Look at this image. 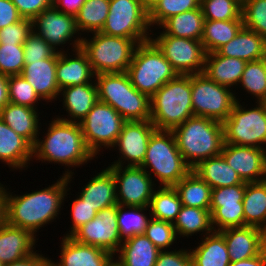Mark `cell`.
Returning <instances> with one entry per match:
<instances>
[{"mask_svg": "<svg viewBox=\"0 0 266 266\" xmlns=\"http://www.w3.org/2000/svg\"><path fill=\"white\" fill-rule=\"evenodd\" d=\"M23 50L25 64L52 58L57 53L43 38L33 31L24 42Z\"/></svg>", "mask_w": 266, "mask_h": 266, "instance_id": "681fc988", "label": "cell"}, {"mask_svg": "<svg viewBox=\"0 0 266 266\" xmlns=\"http://www.w3.org/2000/svg\"><path fill=\"white\" fill-rule=\"evenodd\" d=\"M33 158V146L0 118V161L13 170H25Z\"/></svg>", "mask_w": 266, "mask_h": 266, "instance_id": "d4e9b609", "label": "cell"}, {"mask_svg": "<svg viewBox=\"0 0 266 266\" xmlns=\"http://www.w3.org/2000/svg\"><path fill=\"white\" fill-rule=\"evenodd\" d=\"M36 240L32 232L6 223L0 229L1 262L5 265L34 254Z\"/></svg>", "mask_w": 266, "mask_h": 266, "instance_id": "7402d4cb", "label": "cell"}, {"mask_svg": "<svg viewBox=\"0 0 266 266\" xmlns=\"http://www.w3.org/2000/svg\"><path fill=\"white\" fill-rule=\"evenodd\" d=\"M205 20H243L242 6L235 0H200Z\"/></svg>", "mask_w": 266, "mask_h": 266, "instance_id": "7bdbcfd3", "label": "cell"}, {"mask_svg": "<svg viewBox=\"0 0 266 266\" xmlns=\"http://www.w3.org/2000/svg\"><path fill=\"white\" fill-rule=\"evenodd\" d=\"M236 2H238L241 6L246 2V0H235Z\"/></svg>", "mask_w": 266, "mask_h": 266, "instance_id": "a7ac6f4b", "label": "cell"}, {"mask_svg": "<svg viewBox=\"0 0 266 266\" xmlns=\"http://www.w3.org/2000/svg\"><path fill=\"white\" fill-rule=\"evenodd\" d=\"M266 248L257 256L250 259H243L237 262H230L229 266H265Z\"/></svg>", "mask_w": 266, "mask_h": 266, "instance_id": "91938a15", "label": "cell"}, {"mask_svg": "<svg viewBox=\"0 0 266 266\" xmlns=\"http://www.w3.org/2000/svg\"><path fill=\"white\" fill-rule=\"evenodd\" d=\"M238 85L256 97L255 102H263L266 99V58L247 62Z\"/></svg>", "mask_w": 266, "mask_h": 266, "instance_id": "60d3db41", "label": "cell"}, {"mask_svg": "<svg viewBox=\"0 0 266 266\" xmlns=\"http://www.w3.org/2000/svg\"><path fill=\"white\" fill-rule=\"evenodd\" d=\"M0 118L32 146L39 138L41 123L38 109L9 102L0 112Z\"/></svg>", "mask_w": 266, "mask_h": 266, "instance_id": "484cf974", "label": "cell"}, {"mask_svg": "<svg viewBox=\"0 0 266 266\" xmlns=\"http://www.w3.org/2000/svg\"><path fill=\"white\" fill-rule=\"evenodd\" d=\"M71 206L72 227L64 236H70L77 228L88 223L97 215L93 207L87 204L79 195H77Z\"/></svg>", "mask_w": 266, "mask_h": 266, "instance_id": "f5cc1de1", "label": "cell"}, {"mask_svg": "<svg viewBox=\"0 0 266 266\" xmlns=\"http://www.w3.org/2000/svg\"><path fill=\"white\" fill-rule=\"evenodd\" d=\"M94 158L85 144L80 124L57 117L52 118L43 140L38 138L33 146V159L61 166L65 164L68 169L63 176L75 175L70 167L79 168Z\"/></svg>", "mask_w": 266, "mask_h": 266, "instance_id": "7a4b0ae2", "label": "cell"}, {"mask_svg": "<svg viewBox=\"0 0 266 266\" xmlns=\"http://www.w3.org/2000/svg\"><path fill=\"white\" fill-rule=\"evenodd\" d=\"M242 202L245 226L260 228L266 219V180L246 183Z\"/></svg>", "mask_w": 266, "mask_h": 266, "instance_id": "d590c367", "label": "cell"}, {"mask_svg": "<svg viewBox=\"0 0 266 266\" xmlns=\"http://www.w3.org/2000/svg\"><path fill=\"white\" fill-rule=\"evenodd\" d=\"M107 266H121L116 260L115 257L107 264Z\"/></svg>", "mask_w": 266, "mask_h": 266, "instance_id": "03108f58", "label": "cell"}, {"mask_svg": "<svg viewBox=\"0 0 266 266\" xmlns=\"http://www.w3.org/2000/svg\"><path fill=\"white\" fill-rule=\"evenodd\" d=\"M216 52L246 62L260 60L266 58V40L255 31L242 27L234 38Z\"/></svg>", "mask_w": 266, "mask_h": 266, "instance_id": "4316f807", "label": "cell"}, {"mask_svg": "<svg viewBox=\"0 0 266 266\" xmlns=\"http://www.w3.org/2000/svg\"><path fill=\"white\" fill-rule=\"evenodd\" d=\"M246 182L229 187L212 189L210 206H230L238 205L243 201Z\"/></svg>", "mask_w": 266, "mask_h": 266, "instance_id": "816d5d0a", "label": "cell"}, {"mask_svg": "<svg viewBox=\"0 0 266 266\" xmlns=\"http://www.w3.org/2000/svg\"><path fill=\"white\" fill-rule=\"evenodd\" d=\"M108 168L116 182V198L119 205L149 206L157 183H154L142 167L109 165Z\"/></svg>", "mask_w": 266, "mask_h": 266, "instance_id": "9a60e30c", "label": "cell"}, {"mask_svg": "<svg viewBox=\"0 0 266 266\" xmlns=\"http://www.w3.org/2000/svg\"><path fill=\"white\" fill-rule=\"evenodd\" d=\"M221 155L243 182L266 180V149L224 143Z\"/></svg>", "mask_w": 266, "mask_h": 266, "instance_id": "ac0fdd59", "label": "cell"}, {"mask_svg": "<svg viewBox=\"0 0 266 266\" xmlns=\"http://www.w3.org/2000/svg\"><path fill=\"white\" fill-rule=\"evenodd\" d=\"M32 27L33 32L58 53L65 52L63 49L66 43L73 46L72 51L81 47L83 37L77 29L75 15L62 12L56 7L51 6L36 16L32 20ZM77 33L80 37L75 36ZM58 46L63 48L59 49Z\"/></svg>", "mask_w": 266, "mask_h": 266, "instance_id": "5bb4252c", "label": "cell"}, {"mask_svg": "<svg viewBox=\"0 0 266 266\" xmlns=\"http://www.w3.org/2000/svg\"><path fill=\"white\" fill-rule=\"evenodd\" d=\"M155 130L150 120L126 121L112 147L118 148L120 156L117 161L109 165L124 166L127 164L126 166L140 167L145 159L150 136Z\"/></svg>", "mask_w": 266, "mask_h": 266, "instance_id": "e0dca14e", "label": "cell"}, {"mask_svg": "<svg viewBox=\"0 0 266 266\" xmlns=\"http://www.w3.org/2000/svg\"><path fill=\"white\" fill-rule=\"evenodd\" d=\"M57 59L58 52L52 58L25 64L21 72L39 98L47 103L59 98L60 88L56 80Z\"/></svg>", "mask_w": 266, "mask_h": 266, "instance_id": "ffe728a7", "label": "cell"}, {"mask_svg": "<svg viewBox=\"0 0 266 266\" xmlns=\"http://www.w3.org/2000/svg\"><path fill=\"white\" fill-rule=\"evenodd\" d=\"M46 264V257L44 255L37 252L25 257L22 260L12 262L9 264H5L4 266H45Z\"/></svg>", "mask_w": 266, "mask_h": 266, "instance_id": "680465c9", "label": "cell"}, {"mask_svg": "<svg viewBox=\"0 0 266 266\" xmlns=\"http://www.w3.org/2000/svg\"><path fill=\"white\" fill-rule=\"evenodd\" d=\"M70 237L75 241L93 245L113 256L122 244L117 223V204L103 208L96 217L77 228Z\"/></svg>", "mask_w": 266, "mask_h": 266, "instance_id": "2e32d148", "label": "cell"}, {"mask_svg": "<svg viewBox=\"0 0 266 266\" xmlns=\"http://www.w3.org/2000/svg\"><path fill=\"white\" fill-rule=\"evenodd\" d=\"M219 232L224 236L230 262L250 259L266 248V239L258 227L227 228Z\"/></svg>", "mask_w": 266, "mask_h": 266, "instance_id": "d6986e66", "label": "cell"}, {"mask_svg": "<svg viewBox=\"0 0 266 266\" xmlns=\"http://www.w3.org/2000/svg\"><path fill=\"white\" fill-rule=\"evenodd\" d=\"M210 212L214 231L245 227L243 202L230 206H210Z\"/></svg>", "mask_w": 266, "mask_h": 266, "instance_id": "ee69618b", "label": "cell"}, {"mask_svg": "<svg viewBox=\"0 0 266 266\" xmlns=\"http://www.w3.org/2000/svg\"><path fill=\"white\" fill-rule=\"evenodd\" d=\"M32 31V20L22 18L20 21L0 29V44H24Z\"/></svg>", "mask_w": 266, "mask_h": 266, "instance_id": "f907efd6", "label": "cell"}, {"mask_svg": "<svg viewBox=\"0 0 266 266\" xmlns=\"http://www.w3.org/2000/svg\"><path fill=\"white\" fill-rule=\"evenodd\" d=\"M60 95L63 97V109L69 117H56L67 122L79 123L99 100L95 80L88 84L65 87L60 90Z\"/></svg>", "mask_w": 266, "mask_h": 266, "instance_id": "cb8c5ba5", "label": "cell"}, {"mask_svg": "<svg viewBox=\"0 0 266 266\" xmlns=\"http://www.w3.org/2000/svg\"><path fill=\"white\" fill-rule=\"evenodd\" d=\"M262 103L264 104V106L266 108V99Z\"/></svg>", "mask_w": 266, "mask_h": 266, "instance_id": "89a4df30", "label": "cell"}, {"mask_svg": "<svg viewBox=\"0 0 266 266\" xmlns=\"http://www.w3.org/2000/svg\"><path fill=\"white\" fill-rule=\"evenodd\" d=\"M246 63L245 60L225 57L217 52L207 53L203 73L217 84L233 88L238 86Z\"/></svg>", "mask_w": 266, "mask_h": 266, "instance_id": "f1b7e54d", "label": "cell"}, {"mask_svg": "<svg viewBox=\"0 0 266 266\" xmlns=\"http://www.w3.org/2000/svg\"><path fill=\"white\" fill-rule=\"evenodd\" d=\"M110 0H85L75 14L78 31L94 33L100 32L106 22Z\"/></svg>", "mask_w": 266, "mask_h": 266, "instance_id": "f35d334b", "label": "cell"}, {"mask_svg": "<svg viewBox=\"0 0 266 266\" xmlns=\"http://www.w3.org/2000/svg\"><path fill=\"white\" fill-rule=\"evenodd\" d=\"M199 7L200 0H160L148 11L149 25L159 27L171 16Z\"/></svg>", "mask_w": 266, "mask_h": 266, "instance_id": "b9f144b4", "label": "cell"}, {"mask_svg": "<svg viewBox=\"0 0 266 266\" xmlns=\"http://www.w3.org/2000/svg\"><path fill=\"white\" fill-rule=\"evenodd\" d=\"M17 8L11 0H0V29L20 21Z\"/></svg>", "mask_w": 266, "mask_h": 266, "instance_id": "9f6ffc18", "label": "cell"}, {"mask_svg": "<svg viewBox=\"0 0 266 266\" xmlns=\"http://www.w3.org/2000/svg\"><path fill=\"white\" fill-rule=\"evenodd\" d=\"M205 18L201 7L186 11L165 20L159 29H163L161 33L174 37H183L193 40H200L203 34Z\"/></svg>", "mask_w": 266, "mask_h": 266, "instance_id": "d6a6232c", "label": "cell"}, {"mask_svg": "<svg viewBox=\"0 0 266 266\" xmlns=\"http://www.w3.org/2000/svg\"><path fill=\"white\" fill-rule=\"evenodd\" d=\"M199 242L197 247L190 249L192 266H229L230 255L219 231L202 236Z\"/></svg>", "mask_w": 266, "mask_h": 266, "instance_id": "4dcf8cb0", "label": "cell"}, {"mask_svg": "<svg viewBox=\"0 0 266 266\" xmlns=\"http://www.w3.org/2000/svg\"><path fill=\"white\" fill-rule=\"evenodd\" d=\"M144 235L160 250H168L176 243L177 235L173 223L151 218Z\"/></svg>", "mask_w": 266, "mask_h": 266, "instance_id": "7dc6e473", "label": "cell"}, {"mask_svg": "<svg viewBox=\"0 0 266 266\" xmlns=\"http://www.w3.org/2000/svg\"><path fill=\"white\" fill-rule=\"evenodd\" d=\"M66 51L58 53L57 59L56 80L60 90L68 86L92 83L95 74L86 53L81 47L74 49L71 53L75 54L72 55Z\"/></svg>", "mask_w": 266, "mask_h": 266, "instance_id": "44dd1931", "label": "cell"}, {"mask_svg": "<svg viewBox=\"0 0 266 266\" xmlns=\"http://www.w3.org/2000/svg\"><path fill=\"white\" fill-rule=\"evenodd\" d=\"M158 190H154L149 204V211L152 218L174 223L182 202L174 187H162L160 184Z\"/></svg>", "mask_w": 266, "mask_h": 266, "instance_id": "74e56055", "label": "cell"}, {"mask_svg": "<svg viewBox=\"0 0 266 266\" xmlns=\"http://www.w3.org/2000/svg\"><path fill=\"white\" fill-rule=\"evenodd\" d=\"M155 266H192L190 250H164L160 251Z\"/></svg>", "mask_w": 266, "mask_h": 266, "instance_id": "db71d44e", "label": "cell"}, {"mask_svg": "<svg viewBox=\"0 0 266 266\" xmlns=\"http://www.w3.org/2000/svg\"><path fill=\"white\" fill-rule=\"evenodd\" d=\"M8 103V76L0 73V112Z\"/></svg>", "mask_w": 266, "mask_h": 266, "instance_id": "6125c7cd", "label": "cell"}, {"mask_svg": "<svg viewBox=\"0 0 266 266\" xmlns=\"http://www.w3.org/2000/svg\"><path fill=\"white\" fill-rule=\"evenodd\" d=\"M140 167L151 178L156 177L154 183L157 180L162 187H173L192 170L177 148L173 132L166 130H155L152 133Z\"/></svg>", "mask_w": 266, "mask_h": 266, "instance_id": "8992f818", "label": "cell"}, {"mask_svg": "<svg viewBox=\"0 0 266 266\" xmlns=\"http://www.w3.org/2000/svg\"><path fill=\"white\" fill-rule=\"evenodd\" d=\"M45 266H60V265L57 262H55L54 260H51V259L46 257Z\"/></svg>", "mask_w": 266, "mask_h": 266, "instance_id": "e7e4bbea", "label": "cell"}, {"mask_svg": "<svg viewBox=\"0 0 266 266\" xmlns=\"http://www.w3.org/2000/svg\"><path fill=\"white\" fill-rule=\"evenodd\" d=\"M177 237L193 236L196 233L206 236L212 233L213 227L211 223L210 209H201L197 207H188L182 205L173 223Z\"/></svg>", "mask_w": 266, "mask_h": 266, "instance_id": "836d02e7", "label": "cell"}, {"mask_svg": "<svg viewBox=\"0 0 266 266\" xmlns=\"http://www.w3.org/2000/svg\"><path fill=\"white\" fill-rule=\"evenodd\" d=\"M24 61L23 44H0V73L6 76L21 74Z\"/></svg>", "mask_w": 266, "mask_h": 266, "instance_id": "c3c4849f", "label": "cell"}, {"mask_svg": "<svg viewBox=\"0 0 266 266\" xmlns=\"http://www.w3.org/2000/svg\"><path fill=\"white\" fill-rule=\"evenodd\" d=\"M243 27L266 40V0H246L242 5Z\"/></svg>", "mask_w": 266, "mask_h": 266, "instance_id": "f6af8a7d", "label": "cell"}, {"mask_svg": "<svg viewBox=\"0 0 266 266\" xmlns=\"http://www.w3.org/2000/svg\"><path fill=\"white\" fill-rule=\"evenodd\" d=\"M60 266H107L115 257L110 252L93 245L82 244L70 236L62 237Z\"/></svg>", "mask_w": 266, "mask_h": 266, "instance_id": "603a6c76", "label": "cell"}, {"mask_svg": "<svg viewBox=\"0 0 266 266\" xmlns=\"http://www.w3.org/2000/svg\"><path fill=\"white\" fill-rule=\"evenodd\" d=\"M233 89L217 84L204 73L191 75V97L194 116L224 122L237 98Z\"/></svg>", "mask_w": 266, "mask_h": 266, "instance_id": "8fae6325", "label": "cell"}, {"mask_svg": "<svg viewBox=\"0 0 266 266\" xmlns=\"http://www.w3.org/2000/svg\"><path fill=\"white\" fill-rule=\"evenodd\" d=\"M7 190L3 184L0 182V229L7 223Z\"/></svg>", "mask_w": 266, "mask_h": 266, "instance_id": "94428289", "label": "cell"}, {"mask_svg": "<svg viewBox=\"0 0 266 266\" xmlns=\"http://www.w3.org/2000/svg\"><path fill=\"white\" fill-rule=\"evenodd\" d=\"M192 116L191 75H178L150 98V121L156 130L172 131Z\"/></svg>", "mask_w": 266, "mask_h": 266, "instance_id": "277c9868", "label": "cell"}, {"mask_svg": "<svg viewBox=\"0 0 266 266\" xmlns=\"http://www.w3.org/2000/svg\"><path fill=\"white\" fill-rule=\"evenodd\" d=\"M72 179V176L61 175L51 186L23 195H13L7 191V223L36 236L41 227L52 223L60 214Z\"/></svg>", "mask_w": 266, "mask_h": 266, "instance_id": "6da1fadb", "label": "cell"}, {"mask_svg": "<svg viewBox=\"0 0 266 266\" xmlns=\"http://www.w3.org/2000/svg\"><path fill=\"white\" fill-rule=\"evenodd\" d=\"M82 38L81 49L86 53L94 74L126 72L139 44L129 38L92 33Z\"/></svg>", "mask_w": 266, "mask_h": 266, "instance_id": "ba28073f", "label": "cell"}, {"mask_svg": "<svg viewBox=\"0 0 266 266\" xmlns=\"http://www.w3.org/2000/svg\"><path fill=\"white\" fill-rule=\"evenodd\" d=\"M126 120L110 105L97 101L79 122L88 150L97 158L101 148L110 150Z\"/></svg>", "mask_w": 266, "mask_h": 266, "instance_id": "7c38bea8", "label": "cell"}, {"mask_svg": "<svg viewBox=\"0 0 266 266\" xmlns=\"http://www.w3.org/2000/svg\"><path fill=\"white\" fill-rule=\"evenodd\" d=\"M98 99L112 106L126 121L150 120V97L139 92L127 72L96 74Z\"/></svg>", "mask_w": 266, "mask_h": 266, "instance_id": "5b68a950", "label": "cell"}, {"mask_svg": "<svg viewBox=\"0 0 266 266\" xmlns=\"http://www.w3.org/2000/svg\"><path fill=\"white\" fill-rule=\"evenodd\" d=\"M243 20H205L201 42L206 53L216 52L236 36Z\"/></svg>", "mask_w": 266, "mask_h": 266, "instance_id": "8d00e7d4", "label": "cell"}, {"mask_svg": "<svg viewBox=\"0 0 266 266\" xmlns=\"http://www.w3.org/2000/svg\"><path fill=\"white\" fill-rule=\"evenodd\" d=\"M255 103V107L247 109L236 101L222 123L225 143L266 149V108L262 102Z\"/></svg>", "mask_w": 266, "mask_h": 266, "instance_id": "9c48e42d", "label": "cell"}, {"mask_svg": "<svg viewBox=\"0 0 266 266\" xmlns=\"http://www.w3.org/2000/svg\"><path fill=\"white\" fill-rule=\"evenodd\" d=\"M108 13L100 31L105 35L129 38L138 43L146 42L156 35L149 33L152 29L148 11L141 0H110Z\"/></svg>", "mask_w": 266, "mask_h": 266, "instance_id": "30bf717a", "label": "cell"}, {"mask_svg": "<svg viewBox=\"0 0 266 266\" xmlns=\"http://www.w3.org/2000/svg\"><path fill=\"white\" fill-rule=\"evenodd\" d=\"M9 102L38 109L36 104L41 101L33 86L21 74L8 77Z\"/></svg>", "mask_w": 266, "mask_h": 266, "instance_id": "bcb514c9", "label": "cell"}, {"mask_svg": "<svg viewBox=\"0 0 266 266\" xmlns=\"http://www.w3.org/2000/svg\"><path fill=\"white\" fill-rule=\"evenodd\" d=\"M260 230L262 231V233L266 239V219L264 221V224L260 227Z\"/></svg>", "mask_w": 266, "mask_h": 266, "instance_id": "003e7915", "label": "cell"}, {"mask_svg": "<svg viewBox=\"0 0 266 266\" xmlns=\"http://www.w3.org/2000/svg\"><path fill=\"white\" fill-rule=\"evenodd\" d=\"M192 171L212 189L243 183L238 173L226 163L221 154L202 160L192 168Z\"/></svg>", "mask_w": 266, "mask_h": 266, "instance_id": "1f68e13d", "label": "cell"}, {"mask_svg": "<svg viewBox=\"0 0 266 266\" xmlns=\"http://www.w3.org/2000/svg\"><path fill=\"white\" fill-rule=\"evenodd\" d=\"M126 72L131 84L150 98L179 75L151 40L137 45Z\"/></svg>", "mask_w": 266, "mask_h": 266, "instance_id": "52a82bcc", "label": "cell"}, {"mask_svg": "<svg viewBox=\"0 0 266 266\" xmlns=\"http://www.w3.org/2000/svg\"><path fill=\"white\" fill-rule=\"evenodd\" d=\"M160 0H141L142 4L149 11Z\"/></svg>", "mask_w": 266, "mask_h": 266, "instance_id": "be15d7a7", "label": "cell"}, {"mask_svg": "<svg viewBox=\"0 0 266 266\" xmlns=\"http://www.w3.org/2000/svg\"><path fill=\"white\" fill-rule=\"evenodd\" d=\"M79 196L96 212L118 204L116 198V182L112 171L106 167L84 185Z\"/></svg>", "mask_w": 266, "mask_h": 266, "instance_id": "83f0119b", "label": "cell"}, {"mask_svg": "<svg viewBox=\"0 0 266 266\" xmlns=\"http://www.w3.org/2000/svg\"><path fill=\"white\" fill-rule=\"evenodd\" d=\"M22 18L33 20L52 6V0H11Z\"/></svg>", "mask_w": 266, "mask_h": 266, "instance_id": "11a10c76", "label": "cell"}, {"mask_svg": "<svg viewBox=\"0 0 266 266\" xmlns=\"http://www.w3.org/2000/svg\"><path fill=\"white\" fill-rule=\"evenodd\" d=\"M150 40L158 47L179 75L203 73L206 51L200 40L174 37L167 34L156 35Z\"/></svg>", "mask_w": 266, "mask_h": 266, "instance_id": "4fadbf2b", "label": "cell"}, {"mask_svg": "<svg viewBox=\"0 0 266 266\" xmlns=\"http://www.w3.org/2000/svg\"><path fill=\"white\" fill-rule=\"evenodd\" d=\"M173 187L182 205L210 209L212 188L192 170Z\"/></svg>", "mask_w": 266, "mask_h": 266, "instance_id": "e575fe53", "label": "cell"}, {"mask_svg": "<svg viewBox=\"0 0 266 266\" xmlns=\"http://www.w3.org/2000/svg\"><path fill=\"white\" fill-rule=\"evenodd\" d=\"M172 132L177 148L191 168L202 160L220 155L225 143L222 122L202 116L190 117Z\"/></svg>", "mask_w": 266, "mask_h": 266, "instance_id": "3957f363", "label": "cell"}, {"mask_svg": "<svg viewBox=\"0 0 266 266\" xmlns=\"http://www.w3.org/2000/svg\"><path fill=\"white\" fill-rule=\"evenodd\" d=\"M85 0H52V6L58 10L75 15Z\"/></svg>", "mask_w": 266, "mask_h": 266, "instance_id": "6f0895ef", "label": "cell"}, {"mask_svg": "<svg viewBox=\"0 0 266 266\" xmlns=\"http://www.w3.org/2000/svg\"><path fill=\"white\" fill-rule=\"evenodd\" d=\"M146 210H149V207L122 206L117 204V223L122 241L132 238L135 235L144 234L152 218L150 212V218L148 215H145L144 211Z\"/></svg>", "mask_w": 266, "mask_h": 266, "instance_id": "ab89813d", "label": "cell"}, {"mask_svg": "<svg viewBox=\"0 0 266 266\" xmlns=\"http://www.w3.org/2000/svg\"><path fill=\"white\" fill-rule=\"evenodd\" d=\"M117 252L121 266H155L160 250L142 234L123 241Z\"/></svg>", "mask_w": 266, "mask_h": 266, "instance_id": "f546056e", "label": "cell"}]
</instances>
